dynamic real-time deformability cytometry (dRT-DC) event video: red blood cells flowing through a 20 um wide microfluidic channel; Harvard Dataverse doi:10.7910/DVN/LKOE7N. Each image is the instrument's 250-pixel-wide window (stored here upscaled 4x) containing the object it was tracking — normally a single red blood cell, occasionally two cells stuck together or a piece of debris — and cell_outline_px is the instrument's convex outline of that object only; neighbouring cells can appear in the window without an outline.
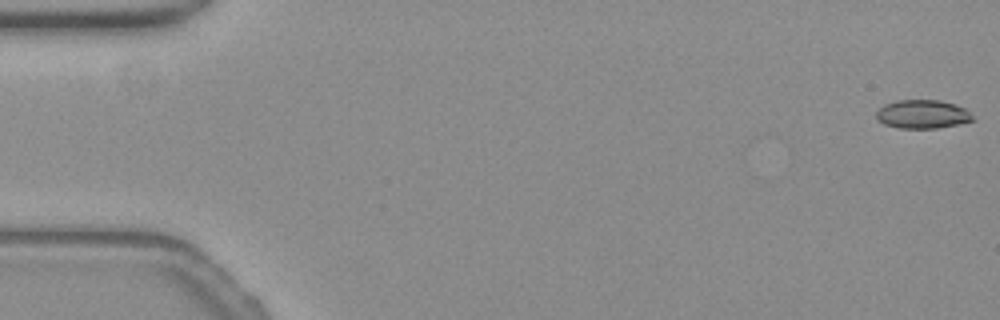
{"species": "common noctule bat (a hibernating species)", "species_latin": "Nyctalus noctula", "temperature_condition": "warm", "stored_images_in_passage": 10, "camera_frame_rate_fps": 3000, "um_per_image_px": 0.085, "animal": {"sex": "female", "body_mass_g": 19.3, "forearm_length_mm": 54.1}, "frame": {"image": 1, "passage_image": 1, "time_ms": 0.0, "image_size_px": [1000, 320], "cell_outline_px": [[972, 120], [956, 124], [936, 128], [900, 128], [884, 124], [876, 120], [876, 112], [884, 104], [896, 100], [940, 100], [956, 104], [964, 108], [972, 116]], "centroid_in_image_um": [78.35, 9.69], "position_along_channel_um": 6.6, "area_um2": 15.95}}